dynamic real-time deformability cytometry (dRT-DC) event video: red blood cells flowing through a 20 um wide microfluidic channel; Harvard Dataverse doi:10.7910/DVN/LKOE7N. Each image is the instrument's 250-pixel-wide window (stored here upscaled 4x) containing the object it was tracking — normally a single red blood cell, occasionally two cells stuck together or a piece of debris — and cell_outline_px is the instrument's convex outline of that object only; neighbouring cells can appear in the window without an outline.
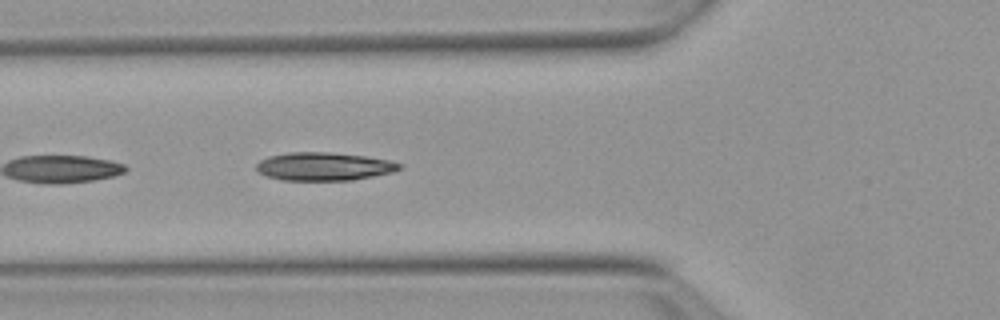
{"species": "Egyptian fruit bat (a non-hibernating species)", "species_latin": "Rousettus aegyptiacus", "temperature_condition": "warm", "stored_images_in_passage": 10, "camera_frame_rate_fps": 3000, "um_per_image_px": 0.085, "animal": {"sex": "female"}, "frame": {"image": 1, "passage_image": 5, "time_ms": 1.333, "image_size_px": [1000, 320], "cell_outline_px": [[404, 164], [400, 168], [392, 172], [352, 180], [280, 180], [268, 176], [260, 172], [256, 168], [256, 164], [260, 160], [268, 156], [288, 152], [328, 152], [364, 156], [388, 160]], "centroid_in_image_um": [27.51, 14.14], "position_along_channel_um": 98.3, "area_um2": 23.35}}